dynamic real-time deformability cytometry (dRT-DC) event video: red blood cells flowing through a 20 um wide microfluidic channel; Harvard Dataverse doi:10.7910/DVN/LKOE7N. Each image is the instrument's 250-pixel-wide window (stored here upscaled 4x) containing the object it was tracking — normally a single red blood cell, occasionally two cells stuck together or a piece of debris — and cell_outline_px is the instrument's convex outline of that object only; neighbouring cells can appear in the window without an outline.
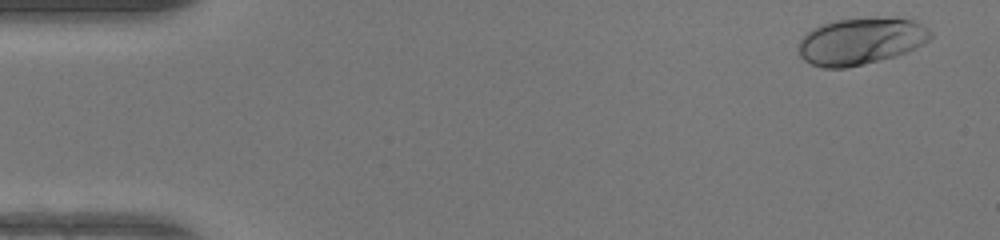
{"species": "human", "species_latin": "Homo sapiens", "temperature_condition": "warm", "stored_images_in_passage": 49, "camera_frame_rate_fps": 3000, "um_per_image_px": 0.085, "donor": {"sex": "female"}, "frame": {"image": 1, "passage_image": 3, "time_ms": 0.667, "image_size_px": [1000, 240], "cell_outline_px": [[932, 36], [924, 44], [916, 48], [896, 56], [864, 64], [844, 68], [824, 68], [812, 64], [804, 60], [800, 56], [796, 48], [796, 44], [812, 28], [820, 24], [836, 20], [892, 16], [896, 16], [912, 20], [928, 28], [932, 32]], "centroid_in_image_um": [73.17, 3.49], "position_along_channel_um": 11.8, "area_um2": 36.53}}
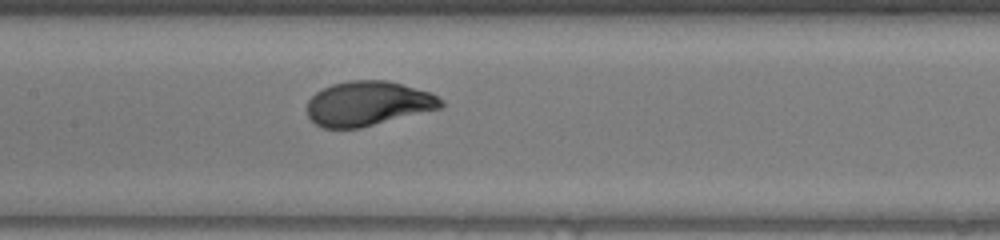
{"frame": {"image": 2, "passage_image": 24, "time_ms": 7.667, "image_size_px": [1000, 240], "cell_outline_px": [[444, 108], [360, 128], [324, 128], [316, 124], [308, 116], [308, 100], [316, 92], [332, 84], [348, 80], [388, 80], [432, 92], [444, 100]], "centroid_in_image_um": [31.35, 8.79], "position_along_channel_um": 176.1, "area_um2": 35.14}}
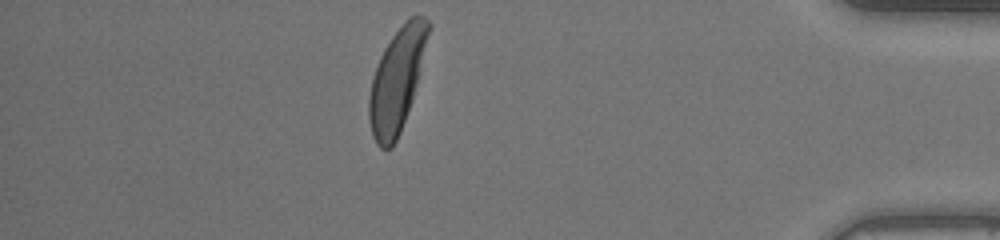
{"frame": {"image": 3, "passage_image": 43, "time_ms": 14.0, "image_size_px": [1000, 240], "cell_outline_px": [[432, 24], [412, 100], [400, 132], [392, 148], [380, 148], [376, 144], [372, 136], [368, 116], [368, 96], [372, 76], [380, 56], [384, 48], [392, 36], [412, 16], [424, 16]], "centroid_in_image_um": [33.71, 6.83], "position_along_channel_um": 401.5, "area_um2": 35.32}, "authors_computed_cell_mechanics": {"area_um2": 35.0846, "velocity_mm_per_s": 4.2547, "shape_relaxation_time_tau1_ms": 2.1509, "shape_relaxation_time_tau2_ms": null, "deformation_change_tau1": 0.1692, "deformation_change_tau2": null}}